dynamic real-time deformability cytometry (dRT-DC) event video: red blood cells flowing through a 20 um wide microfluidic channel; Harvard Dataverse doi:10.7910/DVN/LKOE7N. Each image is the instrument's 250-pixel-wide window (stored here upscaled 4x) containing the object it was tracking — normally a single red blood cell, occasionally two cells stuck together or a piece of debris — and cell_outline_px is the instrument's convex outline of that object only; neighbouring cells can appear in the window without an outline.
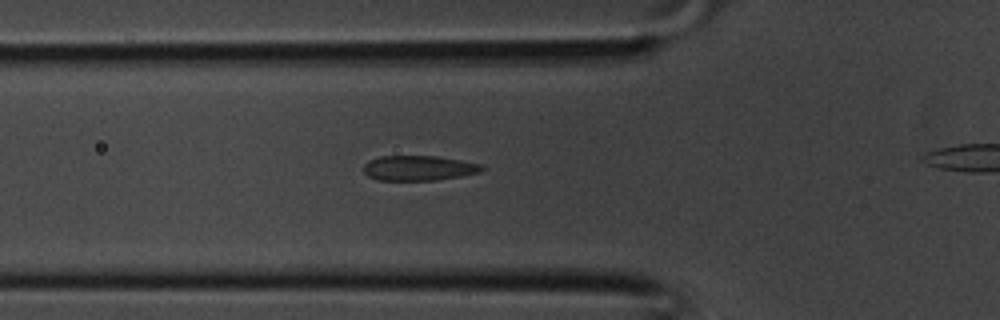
{"species": "common noctule bat (a hibernating species)", "species_latin": "Nyctalus noctula", "temperature_condition": "room temperature", "stored_images_in_passage": 21, "camera_frame_rate_fps": 3000, "um_per_image_px": 0.085, "animal": {"sex": "male", "body_mass_g": 20.1, "forearm_length_mm": 53.5}, "frame": {"image": 1, "passage_image": 3, "time_ms": 0.667, "image_size_px": [1000, 320], "cell_outline_px": [[488, 168], [480, 172], [460, 176], [436, 180], [376, 180], [368, 176], [364, 172], [364, 164], [368, 160], [380, 156], [436, 156], [460, 160], [480, 164]], "centroid_in_image_um": [35.59, 14.28], "position_along_channel_um": 90.2, "area_um2": 17.28}}
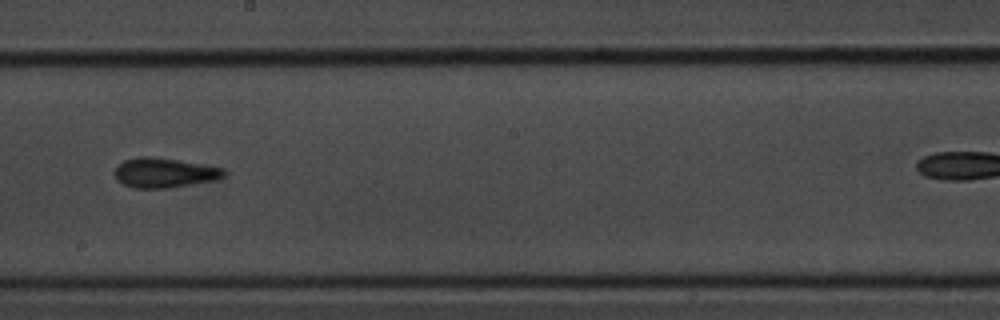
{"frame": {"image": 2, "passage_image": 11, "time_ms": 3.333, "image_size_px": [1000, 320], "cell_outline_px": [[228, 172], [224, 176], [216, 180], [168, 188], [132, 188], [116, 180], [112, 172], [124, 160], [140, 156], [148, 156], [176, 160], [224, 168]], "centroid_in_image_um": [13.95, 14.69], "position_along_channel_um": 234.2, "area_um2": 18.96}}
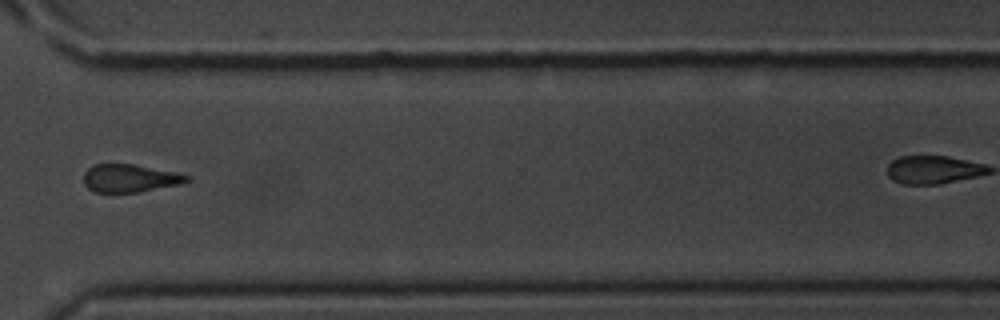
{"frame": {"image": 3, "passage_image": 18, "time_ms": 5.667, "image_size_px": [1000, 320], "cell_outline_px": [[192, 176], [188, 180], [180, 184], [136, 192], [96, 192], [88, 188], [84, 184], [84, 172], [92, 164], [132, 164], [176, 172]], "centroid_in_image_um": [11.02, 15.14], "position_along_channel_um": 359.6, "area_um2": 16.65}}